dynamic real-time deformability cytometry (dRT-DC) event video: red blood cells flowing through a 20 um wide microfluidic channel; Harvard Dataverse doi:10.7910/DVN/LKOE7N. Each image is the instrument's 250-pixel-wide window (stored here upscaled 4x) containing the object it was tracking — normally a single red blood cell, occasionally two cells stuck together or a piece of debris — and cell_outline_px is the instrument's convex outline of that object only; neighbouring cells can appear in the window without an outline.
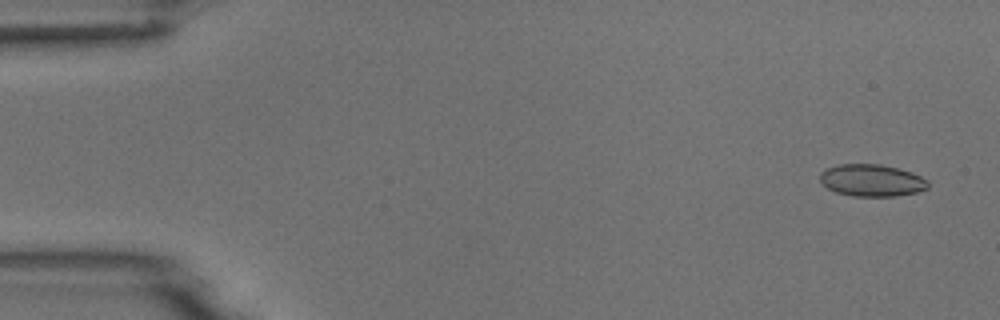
{"species": "common noctule bat (a hibernating species)", "species_latin": "Nyctalus noctula", "temperature_condition": "room temperature", "stored_images_in_passage": 4, "camera_frame_rate_fps": 3000, "um_per_image_px": 0.085, "animal": {"sex": "male", "body_mass_g": 18.8}, "frame": {"image": 1, "passage_image": 1, "time_ms": 0.0, "image_size_px": [1000, 320], "cell_outline_px": [[928, 188], [916, 192], [896, 196], [852, 196], [836, 192], [828, 188], [820, 180], [820, 172], [828, 168], [840, 164], [880, 164], [900, 168], [912, 172], [928, 180]], "centroid_in_image_um": [74.12, 15.33], "position_along_channel_um": 10.9, "area_um2": 20.17}}
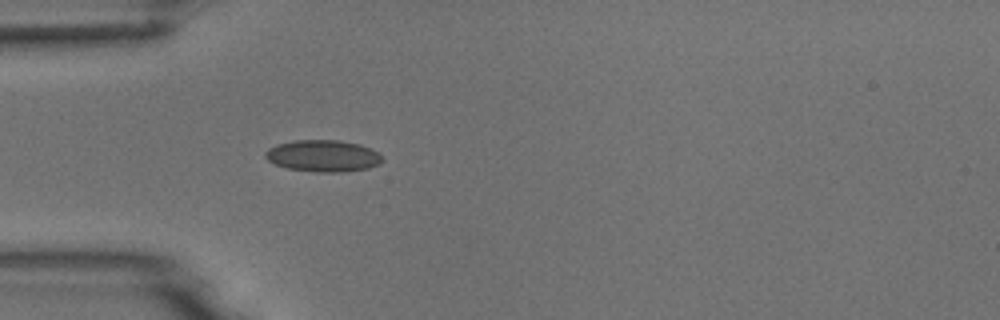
{"frame": {"image": 2, "passage_image": 4, "time_ms": 4.333, "image_size_px": [1000, 320], "cell_outline_px": [[384, 160], [380, 164], [368, 168], [344, 172], [316, 172], [288, 168], [276, 164], [268, 160], [264, 156], [264, 152], [268, 148], [276, 144], [296, 140], [340, 140], [360, 144], [376, 152]], "centroid_in_image_um": [27.44, 13.25], "position_along_channel_um": 57.6, "area_um2": 21.62}}